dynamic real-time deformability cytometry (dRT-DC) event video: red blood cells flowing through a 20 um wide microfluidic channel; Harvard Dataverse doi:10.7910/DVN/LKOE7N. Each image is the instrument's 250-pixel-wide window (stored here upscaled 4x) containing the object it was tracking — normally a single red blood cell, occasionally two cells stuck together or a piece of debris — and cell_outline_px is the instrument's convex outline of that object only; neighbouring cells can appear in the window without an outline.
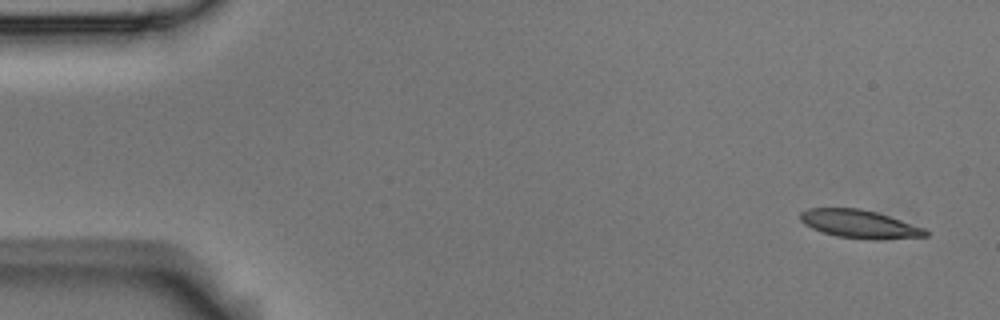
{"species": "Egyptian fruit bat (a non-hibernating species)", "species_latin": "Rousettus aegyptiacus", "temperature_condition": "room temperature", "stored_images_in_passage": 7, "camera_frame_rate_fps": 3000, "um_per_image_px": 0.085, "animal": {"sex": "male"}, "frame": {"image": 1, "passage_image": 1, "time_ms": 0.0, "image_size_px": [1000, 320], "cell_outline_px": [[928, 236], [872, 240], [868, 240], [836, 236], [812, 228], [804, 224], [800, 220], [800, 212], [808, 208], [860, 208], [876, 212], [924, 228], [928, 232]], "centroid_in_image_um": [73.03, 19.04], "position_along_channel_um": 12.0, "area_um2": 20.46}}
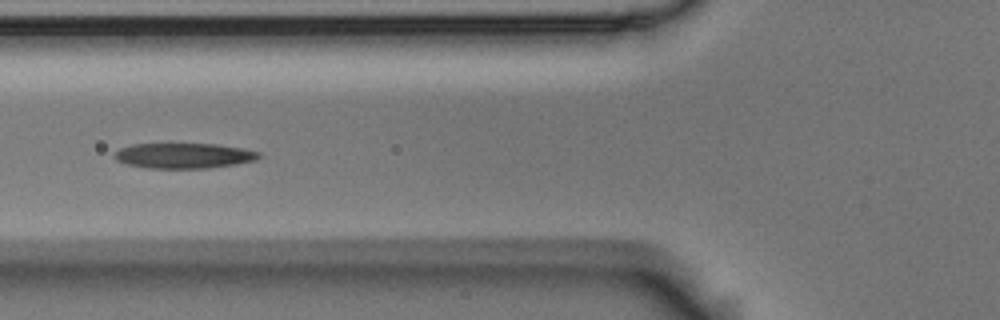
{"frame": {"image": 2, "passage_image": 6, "time_ms": 1.667, "image_size_px": [1000, 320], "cell_outline_px": [[260, 156], [256, 160], [208, 168], [148, 168], [128, 164], [116, 160], [112, 156], [120, 148], [132, 144], [216, 144], [244, 148], [260, 152]], "centroid_in_image_um": [15.61, 13.22], "position_along_channel_um": 110.2, "area_um2": 21.15}}
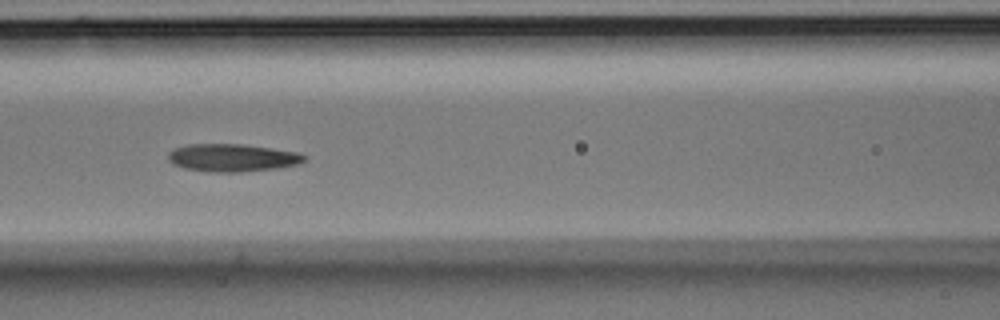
{"frame": {"image": 3, "passage_image": 7, "time_ms": 2.0, "image_size_px": [1000, 320], "cell_outline_px": [[308, 160], [300, 164], [276, 168], [240, 172], [208, 172], [184, 168], [172, 164], [168, 160], [168, 152], [172, 148], [188, 144], [244, 144], [300, 152], [308, 156]], "centroid_in_image_um": [19.77, 13.4], "position_along_channel_um": 146.8, "area_um2": 22.43}}